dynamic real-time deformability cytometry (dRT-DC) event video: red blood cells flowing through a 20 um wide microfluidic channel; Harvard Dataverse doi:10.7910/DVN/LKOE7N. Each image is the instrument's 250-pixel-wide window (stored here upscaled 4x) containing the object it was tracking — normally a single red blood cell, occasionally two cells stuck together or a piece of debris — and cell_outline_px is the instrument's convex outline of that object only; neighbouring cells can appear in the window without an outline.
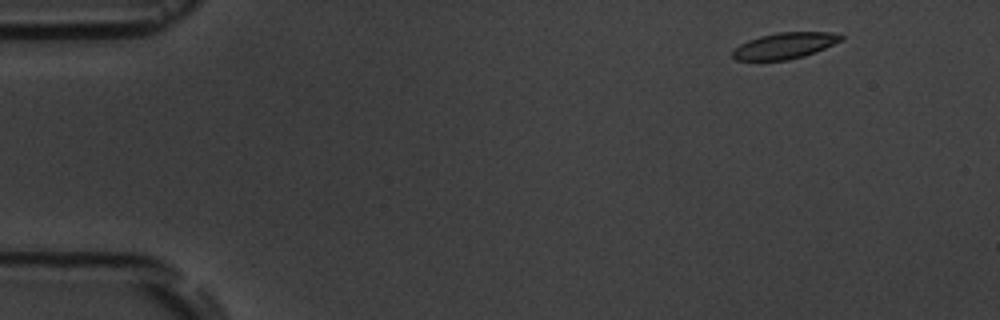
{"species": "common noctule bat (a hibernating species)", "species_latin": "Nyctalus noctula", "temperature_condition": "room temperature", "stored_images_in_passage": 4, "camera_frame_rate_fps": 3000, "um_per_image_px": 0.085, "animal": {"sex": "male", "body_mass_g": 19.5, "forearm_length_mm": 54.6}, "frame": {"image": 1, "passage_image": 1, "time_ms": 0.0, "image_size_px": [1000, 320], "cell_outline_px": [[844, 40], [816, 52], [804, 56], [788, 60], [736, 60], [732, 56], [732, 52], [740, 44], [748, 40], [760, 36], [776, 32], [828, 32], [844, 36]], "centroid_in_image_um": [66.72, 3.88], "position_along_channel_um": 18.3, "area_um2": 16.53}}
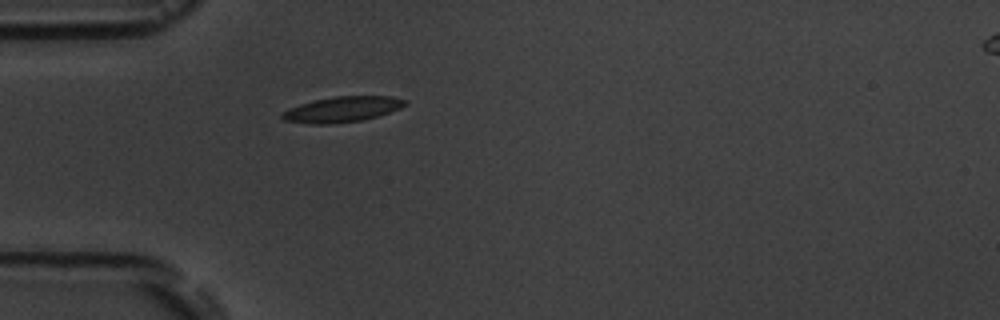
{"frame": {"image": 2, "passage_image": 4, "time_ms": 3.667, "image_size_px": [1000, 320], "cell_outline_px": [[408, 104], [400, 108], [376, 116], [360, 120], [332, 124], [308, 124], [284, 120], [280, 116], [280, 112], [288, 108], [312, 100], [336, 96], [392, 96], [408, 100]], "centroid_in_image_um": [29.05, 9.29], "position_along_channel_um": 55.9, "area_um2": 18.38}}